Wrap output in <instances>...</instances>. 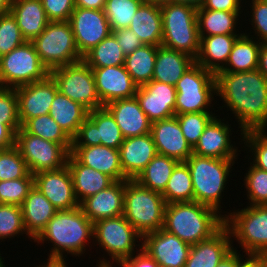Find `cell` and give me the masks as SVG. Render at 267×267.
<instances>
[{
  "label": "cell",
  "mask_w": 267,
  "mask_h": 267,
  "mask_svg": "<svg viewBox=\"0 0 267 267\" xmlns=\"http://www.w3.org/2000/svg\"><path fill=\"white\" fill-rule=\"evenodd\" d=\"M31 42L49 71L83 60L69 21H50L44 31Z\"/></svg>",
  "instance_id": "ba28073f"
},
{
  "label": "cell",
  "mask_w": 267,
  "mask_h": 267,
  "mask_svg": "<svg viewBox=\"0 0 267 267\" xmlns=\"http://www.w3.org/2000/svg\"><path fill=\"white\" fill-rule=\"evenodd\" d=\"M217 95L238 119L241 133L267 127V78L258 70L217 72Z\"/></svg>",
  "instance_id": "6da1fadb"
},
{
  "label": "cell",
  "mask_w": 267,
  "mask_h": 267,
  "mask_svg": "<svg viewBox=\"0 0 267 267\" xmlns=\"http://www.w3.org/2000/svg\"><path fill=\"white\" fill-rule=\"evenodd\" d=\"M33 186L34 177L0 181V203L21 206Z\"/></svg>",
  "instance_id": "f907efd6"
},
{
  "label": "cell",
  "mask_w": 267,
  "mask_h": 267,
  "mask_svg": "<svg viewBox=\"0 0 267 267\" xmlns=\"http://www.w3.org/2000/svg\"><path fill=\"white\" fill-rule=\"evenodd\" d=\"M250 33H240L229 54L226 65L218 72H246L258 69L262 42L253 40Z\"/></svg>",
  "instance_id": "d590c367"
},
{
  "label": "cell",
  "mask_w": 267,
  "mask_h": 267,
  "mask_svg": "<svg viewBox=\"0 0 267 267\" xmlns=\"http://www.w3.org/2000/svg\"><path fill=\"white\" fill-rule=\"evenodd\" d=\"M112 34L123 49L125 56L131 54L135 49L144 45L139 37L129 28L113 30Z\"/></svg>",
  "instance_id": "db71d44e"
},
{
  "label": "cell",
  "mask_w": 267,
  "mask_h": 267,
  "mask_svg": "<svg viewBox=\"0 0 267 267\" xmlns=\"http://www.w3.org/2000/svg\"><path fill=\"white\" fill-rule=\"evenodd\" d=\"M140 248V249H139ZM139 251V253H138ZM118 266L120 267H160L142 247H138L137 255L123 260Z\"/></svg>",
  "instance_id": "9f6ffc18"
},
{
  "label": "cell",
  "mask_w": 267,
  "mask_h": 267,
  "mask_svg": "<svg viewBox=\"0 0 267 267\" xmlns=\"http://www.w3.org/2000/svg\"><path fill=\"white\" fill-rule=\"evenodd\" d=\"M48 262L45 264L43 263L44 265H39V266H36V267H67V263L65 262V259H47Z\"/></svg>",
  "instance_id": "6125c7cd"
},
{
  "label": "cell",
  "mask_w": 267,
  "mask_h": 267,
  "mask_svg": "<svg viewBox=\"0 0 267 267\" xmlns=\"http://www.w3.org/2000/svg\"><path fill=\"white\" fill-rule=\"evenodd\" d=\"M92 68L96 90L103 106L124 98L134 97L138 86L124 65Z\"/></svg>",
  "instance_id": "ffe728a7"
},
{
  "label": "cell",
  "mask_w": 267,
  "mask_h": 267,
  "mask_svg": "<svg viewBox=\"0 0 267 267\" xmlns=\"http://www.w3.org/2000/svg\"><path fill=\"white\" fill-rule=\"evenodd\" d=\"M237 252L236 267H267V255L265 254H247L243 256ZM245 257V260L243 259Z\"/></svg>",
  "instance_id": "6f0895ef"
},
{
  "label": "cell",
  "mask_w": 267,
  "mask_h": 267,
  "mask_svg": "<svg viewBox=\"0 0 267 267\" xmlns=\"http://www.w3.org/2000/svg\"><path fill=\"white\" fill-rule=\"evenodd\" d=\"M21 127L31 118L49 114L58 88L49 75L45 80L15 88Z\"/></svg>",
  "instance_id": "e0dca14e"
},
{
  "label": "cell",
  "mask_w": 267,
  "mask_h": 267,
  "mask_svg": "<svg viewBox=\"0 0 267 267\" xmlns=\"http://www.w3.org/2000/svg\"><path fill=\"white\" fill-rule=\"evenodd\" d=\"M125 180L114 181L107 188L84 199L79 207L92 223L123 215Z\"/></svg>",
  "instance_id": "603a6c76"
},
{
  "label": "cell",
  "mask_w": 267,
  "mask_h": 267,
  "mask_svg": "<svg viewBox=\"0 0 267 267\" xmlns=\"http://www.w3.org/2000/svg\"><path fill=\"white\" fill-rule=\"evenodd\" d=\"M144 45L161 46L163 37L160 6L143 1L129 26Z\"/></svg>",
  "instance_id": "1f68e13d"
},
{
  "label": "cell",
  "mask_w": 267,
  "mask_h": 267,
  "mask_svg": "<svg viewBox=\"0 0 267 267\" xmlns=\"http://www.w3.org/2000/svg\"><path fill=\"white\" fill-rule=\"evenodd\" d=\"M156 55L157 46L143 45L125 56L124 67L138 87L152 80Z\"/></svg>",
  "instance_id": "74e56055"
},
{
  "label": "cell",
  "mask_w": 267,
  "mask_h": 267,
  "mask_svg": "<svg viewBox=\"0 0 267 267\" xmlns=\"http://www.w3.org/2000/svg\"><path fill=\"white\" fill-rule=\"evenodd\" d=\"M144 0H106L104 13L111 31L129 28L131 20Z\"/></svg>",
  "instance_id": "7bdbcfd3"
},
{
  "label": "cell",
  "mask_w": 267,
  "mask_h": 267,
  "mask_svg": "<svg viewBox=\"0 0 267 267\" xmlns=\"http://www.w3.org/2000/svg\"><path fill=\"white\" fill-rule=\"evenodd\" d=\"M24 232L31 240L25 231L21 206L0 203V240L12 239Z\"/></svg>",
  "instance_id": "bcb514c9"
},
{
  "label": "cell",
  "mask_w": 267,
  "mask_h": 267,
  "mask_svg": "<svg viewBox=\"0 0 267 267\" xmlns=\"http://www.w3.org/2000/svg\"><path fill=\"white\" fill-rule=\"evenodd\" d=\"M242 0H202L197 9L218 10L227 12H243Z\"/></svg>",
  "instance_id": "11a10c76"
},
{
  "label": "cell",
  "mask_w": 267,
  "mask_h": 267,
  "mask_svg": "<svg viewBox=\"0 0 267 267\" xmlns=\"http://www.w3.org/2000/svg\"><path fill=\"white\" fill-rule=\"evenodd\" d=\"M241 12L197 9V25L199 37L218 34H236V24Z\"/></svg>",
  "instance_id": "8d00e7d4"
},
{
  "label": "cell",
  "mask_w": 267,
  "mask_h": 267,
  "mask_svg": "<svg viewBox=\"0 0 267 267\" xmlns=\"http://www.w3.org/2000/svg\"><path fill=\"white\" fill-rule=\"evenodd\" d=\"M198 5L189 1L160 6L163 37L161 45L188 54L196 59L200 50L197 25Z\"/></svg>",
  "instance_id": "277c9868"
},
{
  "label": "cell",
  "mask_w": 267,
  "mask_h": 267,
  "mask_svg": "<svg viewBox=\"0 0 267 267\" xmlns=\"http://www.w3.org/2000/svg\"><path fill=\"white\" fill-rule=\"evenodd\" d=\"M10 12L26 41L39 36L50 22L41 0H13Z\"/></svg>",
  "instance_id": "f546056e"
},
{
  "label": "cell",
  "mask_w": 267,
  "mask_h": 267,
  "mask_svg": "<svg viewBox=\"0 0 267 267\" xmlns=\"http://www.w3.org/2000/svg\"><path fill=\"white\" fill-rule=\"evenodd\" d=\"M165 206L161 193L125 180L123 215L142 237L163 228Z\"/></svg>",
  "instance_id": "8992f818"
},
{
  "label": "cell",
  "mask_w": 267,
  "mask_h": 267,
  "mask_svg": "<svg viewBox=\"0 0 267 267\" xmlns=\"http://www.w3.org/2000/svg\"><path fill=\"white\" fill-rule=\"evenodd\" d=\"M70 154L79 163L107 174L114 181L128 180L121 168L119 149L102 145L72 146Z\"/></svg>",
  "instance_id": "484cf974"
},
{
  "label": "cell",
  "mask_w": 267,
  "mask_h": 267,
  "mask_svg": "<svg viewBox=\"0 0 267 267\" xmlns=\"http://www.w3.org/2000/svg\"><path fill=\"white\" fill-rule=\"evenodd\" d=\"M13 0H0V14L10 11V6Z\"/></svg>",
  "instance_id": "be15d7a7"
},
{
  "label": "cell",
  "mask_w": 267,
  "mask_h": 267,
  "mask_svg": "<svg viewBox=\"0 0 267 267\" xmlns=\"http://www.w3.org/2000/svg\"><path fill=\"white\" fill-rule=\"evenodd\" d=\"M229 229L224 225L211 238L191 245L184 267H217L234 248Z\"/></svg>",
  "instance_id": "4316f807"
},
{
  "label": "cell",
  "mask_w": 267,
  "mask_h": 267,
  "mask_svg": "<svg viewBox=\"0 0 267 267\" xmlns=\"http://www.w3.org/2000/svg\"><path fill=\"white\" fill-rule=\"evenodd\" d=\"M50 75L31 41L0 57V86L16 88L45 80Z\"/></svg>",
  "instance_id": "8fae6325"
},
{
  "label": "cell",
  "mask_w": 267,
  "mask_h": 267,
  "mask_svg": "<svg viewBox=\"0 0 267 267\" xmlns=\"http://www.w3.org/2000/svg\"><path fill=\"white\" fill-rule=\"evenodd\" d=\"M225 226L245 254L267 255V205H249L225 215Z\"/></svg>",
  "instance_id": "9c48e42d"
},
{
  "label": "cell",
  "mask_w": 267,
  "mask_h": 267,
  "mask_svg": "<svg viewBox=\"0 0 267 267\" xmlns=\"http://www.w3.org/2000/svg\"><path fill=\"white\" fill-rule=\"evenodd\" d=\"M252 4V5H251ZM250 8L252 9L251 22L254 33L257 34V38L253 36L254 39H258L260 42H267V1L266 0H252L250 3ZM259 37V38H258Z\"/></svg>",
  "instance_id": "816d5d0a"
},
{
  "label": "cell",
  "mask_w": 267,
  "mask_h": 267,
  "mask_svg": "<svg viewBox=\"0 0 267 267\" xmlns=\"http://www.w3.org/2000/svg\"><path fill=\"white\" fill-rule=\"evenodd\" d=\"M20 128L15 88L0 86V150L15 146V133Z\"/></svg>",
  "instance_id": "e575fe53"
},
{
  "label": "cell",
  "mask_w": 267,
  "mask_h": 267,
  "mask_svg": "<svg viewBox=\"0 0 267 267\" xmlns=\"http://www.w3.org/2000/svg\"><path fill=\"white\" fill-rule=\"evenodd\" d=\"M34 186L58 210H71L79 207L69 167L58 170L41 171L33 175Z\"/></svg>",
  "instance_id": "ac0fdd59"
},
{
  "label": "cell",
  "mask_w": 267,
  "mask_h": 267,
  "mask_svg": "<svg viewBox=\"0 0 267 267\" xmlns=\"http://www.w3.org/2000/svg\"><path fill=\"white\" fill-rule=\"evenodd\" d=\"M176 94L174 85L151 80L137 88L135 97L153 123L175 116Z\"/></svg>",
  "instance_id": "d6986e66"
},
{
  "label": "cell",
  "mask_w": 267,
  "mask_h": 267,
  "mask_svg": "<svg viewBox=\"0 0 267 267\" xmlns=\"http://www.w3.org/2000/svg\"><path fill=\"white\" fill-rule=\"evenodd\" d=\"M236 159H218L192 154L185 162L189 167L194 190V201L210 206L219 213L222 192Z\"/></svg>",
  "instance_id": "5b68a950"
},
{
  "label": "cell",
  "mask_w": 267,
  "mask_h": 267,
  "mask_svg": "<svg viewBox=\"0 0 267 267\" xmlns=\"http://www.w3.org/2000/svg\"><path fill=\"white\" fill-rule=\"evenodd\" d=\"M225 225V215L196 201L166 204L163 229L193 245L211 238Z\"/></svg>",
  "instance_id": "7a4b0ae2"
},
{
  "label": "cell",
  "mask_w": 267,
  "mask_h": 267,
  "mask_svg": "<svg viewBox=\"0 0 267 267\" xmlns=\"http://www.w3.org/2000/svg\"><path fill=\"white\" fill-rule=\"evenodd\" d=\"M67 166L72 177L74 194L79 204L114 182L107 174L79 163L71 154L68 156Z\"/></svg>",
  "instance_id": "f1b7e54d"
},
{
  "label": "cell",
  "mask_w": 267,
  "mask_h": 267,
  "mask_svg": "<svg viewBox=\"0 0 267 267\" xmlns=\"http://www.w3.org/2000/svg\"><path fill=\"white\" fill-rule=\"evenodd\" d=\"M142 250L160 267H184L191 245L163 228L142 237Z\"/></svg>",
  "instance_id": "2e32d148"
},
{
  "label": "cell",
  "mask_w": 267,
  "mask_h": 267,
  "mask_svg": "<svg viewBox=\"0 0 267 267\" xmlns=\"http://www.w3.org/2000/svg\"><path fill=\"white\" fill-rule=\"evenodd\" d=\"M181 1H189V2L196 3L198 5L202 0H181Z\"/></svg>",
  "instance_id": "003e7915"
},
{
  "label": "cell",
  "mask_w": 267,
  "mask_h": 267,
  "mask_svg": "<svg viewBox=\"0 0 267 267\" xmlns=\"http://www.w3.org/2000/svg\"><path fill=\"white\" fill-rule=\"evenodd\" d=\"M24 177H34L14 146L9 149L0 150V181L14 180Z\"/></svg>",
  "instance_id": "f6af8a7d"
},
{
  "label": "cell",
  "mask_w": 267,
  "mask_h": 267,
  "mask_svg": "<svg viewBox=\"0 0 267 267\" xmlns=\"http://www.w3.org/2000/svg\"><path fill=\"white\" fill-rule=\"evenodd\" d=\"M21 208L25 231L33 240L58 211L35 186L30 189Z\"/></svg>",
  "instance_id": "83f0119b"
},
{
  "label": "cell",
  "mask_w": 267,
  "mask_h": 267,
  "mask_svg": "<svg viewBox=\"0 0 267 267\" xmlns=\"http://www.w3.org/2000/svg\"><path fill=\"white\" fill-rule=\"evenodd\" d=\"M237 251L232 249L217 265V267H236L237 264Z\"/></svg>",
  "instance_id": "94428289"
},
{
  "label": "cell",
  "mask_w": 267,
  "mask_h": 267,
  "mask_svg": "<svg viewBox=\"0 0 267 267\" xmlns=\"http://www.w3.org/2000/svg\"><path fill=\"white\" fill-rule=\"evenodd\" d=\"M58 91L89 111L104 107L98 96L90 68L83 60L50 70Z\"/></svg>",
  "instance_id": "7c38bea8"
},
{
  "label": "cell",
  "mask_w": 267,
  "mask_h": 267,
  "mask_svg": "<svg viewBox=\"0 0 267 267\" xmlns=\"http://www.w3.org/2000/svg\"><path fill=\"white\" fill-rule=\"evenodd\" d=\"M151 135L157 154L185 162L193 148L185 139L176 116L151 123Z\"/></svg>",
  "instance_id": "44dd1931"
},
{
  "label": "cell",
  "mask_w": 267,
  "mask_h": 267,
  "mask_svg": "<svg viewBox=\"0 0 267 267\" xmlns=\"http://www.w3.org/2000/svg\"><path fill=\"white\" fill-rule=\"evenodd\" d=\"M194 63L195 59L188 54L162 45L157 46L152 80L175 86L186 70Z\"/></svg>",
  "instance_id": "d6a6232c"
},
{
  "label": "cell",
  "mask_w": 267,
  "mask_h": 267,
  "mask_svg": "<svg viewBox=\"0 0 267 267\" xmlns=\"http://www.w3.org/2000/svg\"><path fill=\"white\" fill-rule=\"evenodd\" d=\"M89 110L78 102L72 101L59 91L51 104L49 115L64 132L73 139L79 126L88 118Z\"/></svg>",
  "instance_id": "836d02e7"
},
{
  "label": "cell",
  "mask_w": 267,
  "mask_h": 267,
  "mask_svg": "<svg viewBox=\"0 0 267 267\" xmlns=\"http://www.w3.org/2000/svg\"><path fill=\"white\" fill-rule=\"evenodd\" d=\"M83 61L89 67H110L124 65L125 54L111 33L107 38L94 46L84 56Z\"/></svg>",
  "instance_id": "60d3db41"
},
{
  "label": "cell",
  "mask_w": 267,
  "mask_h": 267,
  "mask_svg": "<svg viewBox=\"0 0 267 267\" xmlns=\"http://www.w3.org/2000/svg\"><path fill=\"white\" fill-rule=\"evenodd\" d=\"M22 127L28 133L61 144L69 153L71 152L72 139L49 114L33 117Z\"/></svg>",
  "instance_id": "b9f144b4"
},
{
  "label": "cell",
  "mask_w": 267,
  "mask_h": 267,
  "mask_svg": "<svg viewBox=\"0 0 267 267\" xmlns=\"http://www.w3.org/2000/svg\"><path fill=\"white\" fill-rule=\"evenodd\" d=\"M266 129H250L244 130L240 135L241 140L249 149L253 156V162H250L254 167L267 171V134Z\"/></svg>",
  "instance_id": "7dc6e473"
},
{
  "label": "cell",
  "mask_w": 267,
  "mask_h": 267,
  "mask_svg": "<svg viewBox=\"0 0 267 267\" xmlns=\"http://www.w3.org/2000/svg\"><path fill=\"white\" fill-rule=\"evenodd\" d=\"M156 155L151 133L125 138L119 148L124 176L127 179H135Z\"/></svg>",
  "instance_id": "d4e9b609"
},
{
  "label": "cell",
  "mask_w": 267,
  "mask_h": 267,
  "mask_svg": "<svg viewBox=\"0 0 267 267\" xmlns=\"http://www.w3.org/2000/svg\"><path fill=\"white\" fill-rule=\"evenodd\" d=\"M258 70L267 78V42H263L259 50Z\"/></svg>",
  "instance_id": "91938a15"
},
{
  "label": "cell",
  "mask_w": 267,
  "mask_h": 267,
  "mask_svg": "<svg viewBox=\"0 0 267 267\" xmlns=\"http://www.w3.org/2000/svg\"><path fill=\"white\" fill-rule=\"evenodd\" d=\"M69 22L82 57L112 33L103 10L75 7Z\"/></svg>",
  "instance_id": "9a60e30c"
},
{
  "label": "cell",
  "mask_w": 267,
  "mask_h": 267,
  "mask_svg": "<svg viewBox=\"0 0 267 267\" xmlns=\"http://www.w3.org/2000/svg\"><path fill=\"white\" fill-rule=\"evenodd\" d=\"M15 147L32 175L41 171L61 169L67 165L70 154L61 144L32 135L23 127L15 133Z\"/></svg>",
  "instance_id": "4fadbf2b"
},
{
  "label": "cell",
  "mask_w": 267,
  "mask_h": 267,
  "mask_svg": "<svg viewBox=\"0 0 267 267\" xmlns=\"http://www.w3.org/2000/svg\"><path fill=\"white\" fill-rule=\"evenodd\" d=\"M2 254L0 253V267H5V264H3V263H5L4 262V260H2V259H4L2 256H1Z\"/></svg>",
  "instance_id": "03108f58"
},
{
  "label": "cell",
  "mask_w": 267,
  "mask_h": 267,
  "mask_svg": "<svg viewBox=\"0 0 267 267\" xmlns=\"http://www.w3.org/2000/svg\"><path fill=\"white\" fill-rule=\"evenodd\" d=\"M146 2H151L155 5L161 6L167 3H176V2H180L181 0H144Z\"/></svg>",
  "instance_id": "e7e4bbea"
},
{
  "label": "cell",
  "mask_w": 267,
  "mask_h": 267,
  "mask_svg": "<svg viewBox=\"0 0 267 267\" xmlns=\"http://www.w3.org/2000/svg\"><path fill=\"white\" fill-rule=\"evenodd\" d=\"M104 107L114 117L124 138L151 133V122L135 96L111 101Z\"/></svg>",
  "instance_id": "cb8c5ba5"
},
{
  "label": "cell",
  "mask_w": 267,
  "mask_h": 267,
  "mask_svg": "<svg viewBox=\"0 0 267 267\" xmlns=\"http://www.w3.org/2000/svg\"><path fill=\"white\" fill-rule=\"evenodd\" d=\"M180 124L181 131L192 148L198 143L205 127L215 117L211 112H192L175 115Z\"/></svg>",
  "instance_id": "ee69618b"
},
{
  "label": "cell",
  "mask_w": 267,
  "mask_h": 267,
  "mask_svg": "<svg viewBox=\"0 0 267 267\" xmlns=\"http://www.w3.org/2000/svg\"><path fill=\"white\" fill-rule=\"evenodd\" d=\"M178 163L173 158L157 154L134 180L142 186L162 194Z\"/></svg>",
  "instance_id": "f35d334b"
},
{
  "label": "cell",
  "mask_w": 267,
  "mask_h": 267,
  "mask_svg": "<svg viewBox=\"0 0 267 267\" xmlns=\"http://www.w3.org/2000/svg\"><path fill=\"white\" fill-rule=\"evenodd\" d=\"M124 139L114 117L102 107L89 111L88 118L72 139V146L102 145L119 149Z\"/></svg>",
  "instance_id": "5bb4252c"
},
{
  "label": "cell",
  "mask_w": 267,
  "mask_h": 267,
  "mask_svg": "<svg viewBox=\"0 0 267 267\" xmlns=\"http://www.w3.org/2000/svg\"><path fill=\"white\" fill-rule=\"evenodd\" d=\"M162 196L166 204L194 201L192 178L186 162L175 166Z\"/></svg>",
  "instance_id": "ab89813d"
},
{
  "label": "cell",
  "mask_w": 267,
  "mask_h": 267,
  "mask_svg": "<svg viewBox=\"0 0 267 267\" xmlns=\"http://www.w3.org/2000/svg\"><path fill=\"white\" fill-rule=\"evenodd\" d=\"M106 0H75V7L103 10Z\"/></svg>",
  "instance_id": "680465c9"
},
{
  "label": "cell",
  "mask_w": 267,
  "mask_h": 267,
  "mask_svg": "<svg viewBox=\"0 0 267 267\" xmlns=\"http://www.w3.org/2000/svg\"><path fill=\"white\" fill-rule=\"evenodd\" d=\"M175 89V115L209 112L217 94L215 74L195 62L178 80Z\"/></svg>",
  "instance_id": "30bf717a"
},
{
  "label": "cell",
  "mask_w": 267,
  "mask_h": 267,
  "mask_svg": "<svg viewBox=\"0 0 267 267\" xmlns=\"http://www.w3.org/2000/svg\"><path fill=\"white\" fill-rule=\"evenodd\" d=\"M248 173L244 176L249 205H267V171L249 166Z\"/></svg>",
  "instance_id": "c3c4849f"
},
{
  "label": "cell",
  "mask_w": 267,
  "mask_h": 267,
  "mask_svg": "<svg viewBox=\"0 0 267 267\" xmlns=\"http://www.w3.org/2000/svg\"><path fill=\"white\" fill-rule=\"evenodd\" d=\"M49 21H69L75 0H41Z\"/></svg>",
  "instance_id": "f5cc1de1"
},
{
  "label": "cell",
  "mask_w": 267,
  "mask_h": 267,
  "mask_svg": "<svg viewBox=\"0 0 267 267\" xmlns=\"http://www.w3.org/2000/svg\"><path fill=\"white\" fill-rule=\"evenodd\" d=\"M93 238L112 259V263L105 258L100 259L98 267H112L115 262L119 265L123 260L135 255L136 246L142 247L140 245L142 236L124 215L101 219L93 223ZM136 242L141 243L137 245Z\"/></svg>",
  "instance_id": "52a82bcc"
},
{
  "label": "cell",
  "mask_w": 267,
  "mask_h": 267,
  "mask_svg": "<svg viewBox=\"0 0 267 267\" xmlns=\"http://www.w3.org/2000/svg\"><path fill=\"white\" fill-rule=\"evenodd\" d=\"M25 42L26 40L11 12L0 14V57Z\"/></svg>",
  "instance_id": "681fc988"
},
{
  "label": "cell",
  "mask_w": 267,
  "mask_h": 267,
  "mask_svg": "<svg viewBox=\"0 0 267 267\" xmlns=\"http://www.w3.org/2000/svg\"><path fill=\"white\" fill-rule=\"evenodd\" d=\"M239 36L218 34L200 37V50L195 62L216 74L226 65L233 45Z\"/></svg>",
  "instance_id": "4dcf8cb0"
},
{
  "label": "cell",
  "mask_w": 267,
  "mask_h": 267,
  "mask_svg": "<svg viewBox=\"0 0 267 267\" xmlns=\"http://www.w3.org/2000/svg\"><path fill=\"white\" fill-rule=\"evenodd\" d=\"M222 121V122H221ZM215 116L205 127L198 143L193 148V154L201 157L218 159H237L238 151L231 143L230 125Z\"/></svg>",
  "instance_id": "7402d4cb"
},
{
  "label": "cell",
  "mask_w": 267,
  "mask_h": 267,
  "mask_svg": "<svg viewBox=\"0 0 267 267\" xmlns=\"http://www.w3.org/2000/svg\"><path fill=\"white\" fill-rule=\"evenodd\" d=\"M93 238V223L80 207L60 210L49 220L41 233L34 239L36 243H52L49 259H65L64 252L75 257L85 253L86 242Z\"/></svg>",
  "instance_id": "3957f363"
}]
</instances>
